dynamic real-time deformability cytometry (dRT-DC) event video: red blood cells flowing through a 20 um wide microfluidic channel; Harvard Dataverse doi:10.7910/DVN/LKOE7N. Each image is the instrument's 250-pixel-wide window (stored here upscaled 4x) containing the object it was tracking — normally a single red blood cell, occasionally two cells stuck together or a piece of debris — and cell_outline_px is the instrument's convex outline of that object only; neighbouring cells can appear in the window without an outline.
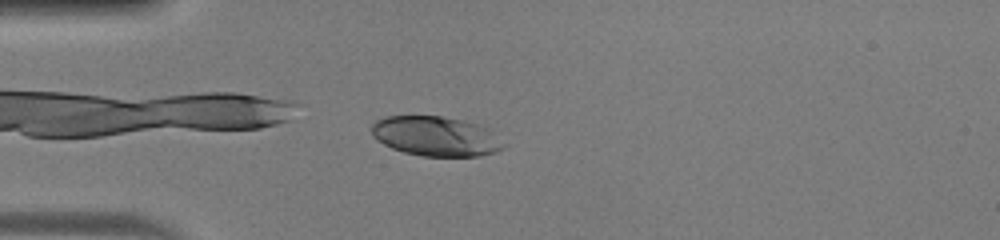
{"species": "human", "species_latin": "Homo sapiens", "temperature_condition": "warm", "stored_images_in_passage": 38, "camera_frame_rate_fps": 3000, "um_per_image_px": 0.085, "donor": {"sex": "male"}, "frame": {"image": 1, "passage_image": 2, "time_ms": 0.333, "image_size_px": [1000, 240], "cell_outline_px": [[508, 144], [496, 152], [480, 156], [424, 156], [404, 152], [392, 148], [376, 140], [372, 136], [372, 124], [376, 120], [384, 116], [444, 116], [476, 124], [488, 128]], "centroid_in_image_um": [37.06, 11.58], "position_along_channel_um": 47.9, "area_um2": 30.69}}
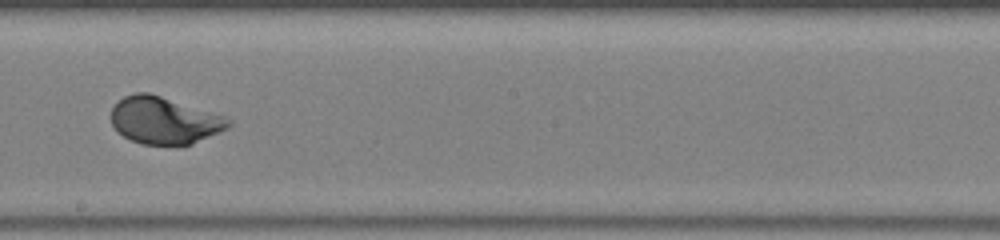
{"frame": {"image": 2, "passage_image": 17, "time_ms": 5.333, "image_size_px": [1000, 240], "cell_outline_px": [[232, 124], [228, 128], [220, 132], [192, 144], [140, 144], [124, 136], [112, 124], [112, 108], [124, 96], [136, 92], [148, 92], [224, 116], [232, 120]], "centroid_in_image_um": [13.98, 10.23], "position_along_channel_um": 234.2, "area_um2": 31.73}}
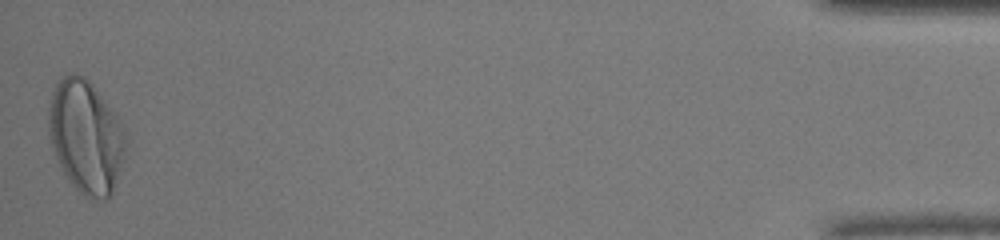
{"frame": {"image": 3, "passage_image": 38, "time_ms": 12.333, "image_size_px": [1000, 240], "cell_outline_px": [[124, 148], [112, 196], [108, 200], [104, 200], [84, 196], [72, 184], [64, 172], [56, 156], [52, 144], [48, 124], [48, 108], [52, 92], [56, 80], [60, 76], [72, 72], [76, 72], [84, 76], [92, 84], [116, 116], [124, 132]], "centroid_in_image_um": [7.25, 11.57], "position_along_channel_um": 427.9, "area_um2": 49.94}, "authors_computed_cell_mechanics": {"area_um2": 32.5703, "velocity_mm_per_s": 4.0792, "shape_relaxation_time_tau1_ms": 3.0963, "shape_relaxation_time_tau2_ms": null, "deformation_change_tau1": 0.1769, "deformation_change_tau2": null}}